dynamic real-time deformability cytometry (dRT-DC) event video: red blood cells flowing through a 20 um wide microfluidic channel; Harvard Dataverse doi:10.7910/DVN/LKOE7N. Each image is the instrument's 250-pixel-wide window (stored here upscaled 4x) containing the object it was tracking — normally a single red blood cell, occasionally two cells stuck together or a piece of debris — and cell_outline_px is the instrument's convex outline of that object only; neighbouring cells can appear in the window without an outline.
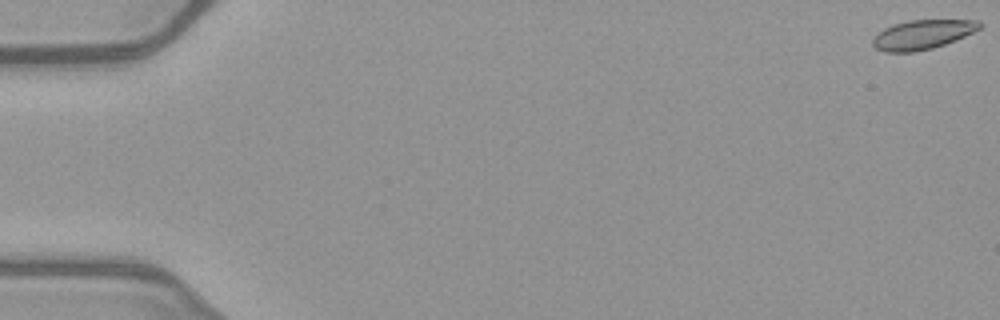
{"species": "common noctule bat (a hibernating species)", "species_latin": "Nyctalus noctula", "temperature_condition": "warm", "stored_images_in_passage": 9, "camera_frame_rate_fps": 3000, "um_per_image_px": 0.085, "animal": {"sex": "female", "body_mass_g": 21.9}, "frame": {"image": 1, "passage_image": 1, "time_ms": 0.0, "image_size_px": [1000, 320], "cell_outline_px": [[984, 24], [980, 28], [956, 40], [932, 48], [916, 52], [884, 52], [876, 48], [872, 44], [872, 40], [884, 28], [892, 24], [908, 20], [980, 20]], "centroid_in_image_um": [78.42, 2.93], "position_along_channel_um": 6.6, "area_um2": 18.26}}